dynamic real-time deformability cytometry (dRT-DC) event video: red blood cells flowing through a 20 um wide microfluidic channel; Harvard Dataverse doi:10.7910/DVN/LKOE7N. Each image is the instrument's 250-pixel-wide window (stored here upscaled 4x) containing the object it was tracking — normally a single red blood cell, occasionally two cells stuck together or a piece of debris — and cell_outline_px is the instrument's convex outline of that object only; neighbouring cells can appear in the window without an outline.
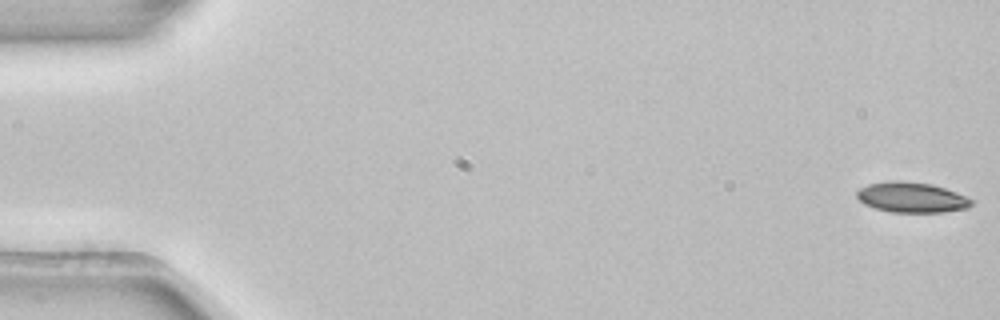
{"species": "common noctule bat (a hibernating species)", "species_latin": "Nyctalus noctula", "temperature_condition": "room temperature", "stored_images_in_passage": 5, "camera_frame_rate_fps": 3000, "um_per_image_px": 0.085, "animal": {"sex": "female", "body_mass_g": 22.7, "forearm_length_mm": 54.2}, "frame": {"image": 1, "passage_image": 1, "time_ms": 0.0, "image_size_px": [1000, 320], "cell_outline_px": [[972, 204], [968, 208], [944, 212], [892, 212], [876, 208], [864, 204], [856, 196], [856, 192], [860, 188], [868, 184], [888, 180], [904, 180], [932, 184], [956, 192], [972, 200]], "centroid_in_image_um": [77.47, 16.76], "position_along_channel_um": 7.5, "area_um2": 20.29}}